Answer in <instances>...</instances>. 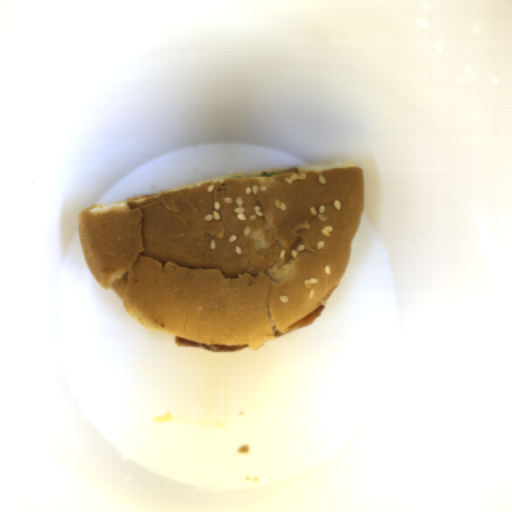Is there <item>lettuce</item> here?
<instances>
[{
  "mask_svg": "<svg viewBox=\"0 0 512 512\" xmlns=\"http://www.w3.org/2000/svg\"><path fill=\"white\" fill-rule=\"evenodd\" d=\"M281 174H282V173H276V172H275V173L270 174V173H268V172H266V171H262V173H261L260 177H261V178H269V177H272V176H275V175H281Z\"/></svg>",
  "mask_w": 512,
  "mask_h": 512,
  "instance_id": "lettuce-1",
  "label": "lettuce"
},
{
  "mask_svg": "<svg viewBox=\"0 0 512 512\" xmlns=\"http://www.w3.org/2000/svg\"><path fill=\"white\" fill-rule=\"evenodd\" d=\"M287 173H288V174H295V175H296V174H299V172H297V171H290V172H287Z\"/></svg>",
  "mask_w": 512,
  "mask_h": 512,
  "instance_id": "lettuce-2",
  "label": "lettuce"
}]
</instances>
